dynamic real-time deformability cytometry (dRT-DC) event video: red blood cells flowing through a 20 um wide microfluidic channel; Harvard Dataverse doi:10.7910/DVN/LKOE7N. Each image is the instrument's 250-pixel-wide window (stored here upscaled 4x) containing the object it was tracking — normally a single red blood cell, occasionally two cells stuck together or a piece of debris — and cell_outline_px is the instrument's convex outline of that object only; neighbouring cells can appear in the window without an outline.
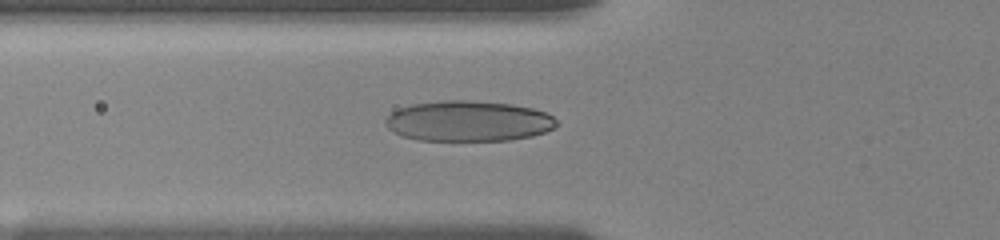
{"species": "human", "species_latin": "Homo sapiens", "temperature_condition": "room temperature", "stored_images_in_passage": 2, "camera_frame_rate_fps": 3000, "um_per_image_px": 0.085, "donor": {"sex": "female"}, "frame": {"image": 1, "passage_image": 2, "time_ms": 0.333, "image_size_px": [1000, 240], "cell_outline_px": [[560, 124], [544, 132], [532, 136], [508, 140], [416, 140], [392, 132], [384, 124], [384, 120], [392, 112], [400, 108], [412, 104], [444, 100], [468, 100], [512, 104], [532, 108], [544, 112], [552, 116]], "centroid_in_image_um": [39.8, 10.29], "position_along_channel_um": 86.0, "area_um2": 40.4}}